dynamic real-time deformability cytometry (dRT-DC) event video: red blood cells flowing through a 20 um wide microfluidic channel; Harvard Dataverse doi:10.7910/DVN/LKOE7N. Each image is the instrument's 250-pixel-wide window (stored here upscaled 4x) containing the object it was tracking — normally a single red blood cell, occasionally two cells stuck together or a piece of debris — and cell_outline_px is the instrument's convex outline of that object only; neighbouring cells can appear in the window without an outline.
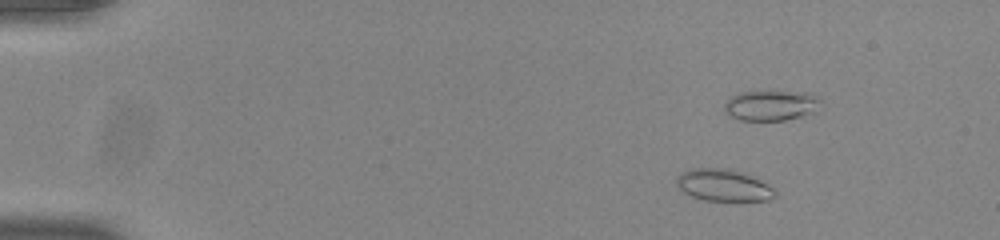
{"species": "common noctule bat (a hibernating species)", "species_latin": "Nyctalus noctula", "temperature_condition": "room temperature", "stored_images_in_passage": 56, "camera_frame_rate_fps": 3000, "um_per_image_px": 0.085, "animal": {"sex": "male", "body_mass_g": 20.0, "forearm_length_mm": 53.3}, "frame": {"image": 1, "passage_image": 9, "time_ms": 2.667, "image_size_px": [1000, 240], "cell_outline_px": [[776, 196], [768, 200], [704, 200], [692, 196], [684, 192], [676, 184], [676, 180], [680, 172], [692, 168], [728, 168], [744, 172], [760, 180], [772, 188], [776, 192]], "centroid_in_image_um": [61.47, 15.72], "position_along_channel_um": 23.5, "area_um2": 18.21}, "authors_computed_cell_mechanics": {"area_um2": 16.3863, "velocity_mm_per_s": 3.8715, "shape_relaxation_time_tau1_ms": 4.017, "shape_relaxation_time_tau2_ms": 1.4904, "deformation_change_tau1": 0.102, "deformation_change_tau2": 0.0632}}